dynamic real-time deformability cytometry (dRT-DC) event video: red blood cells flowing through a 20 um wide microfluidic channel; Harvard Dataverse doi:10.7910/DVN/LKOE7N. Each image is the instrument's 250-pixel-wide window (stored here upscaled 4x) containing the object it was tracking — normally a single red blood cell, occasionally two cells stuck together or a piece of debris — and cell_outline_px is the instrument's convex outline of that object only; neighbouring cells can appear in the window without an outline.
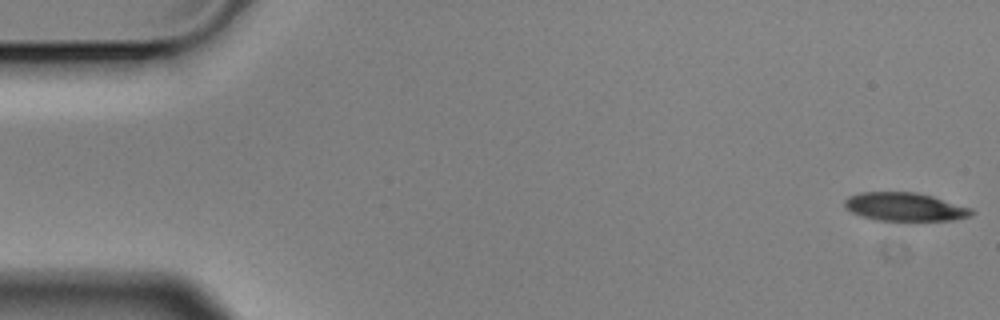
{"species": "Egyptian fruit bat (a non-hibernating species)", "species_latin": "Rousettus aegyptiacus", "temperature_condition": "cold", "stored_images_in_passage": 4, "camera_frame_rate_fps": 3000, "um_per_image_px": 0.085, "animal": {"sex": "male"}, "frame": {"image": 1, "passage_image": 1, "time_ms": 0.0, "image_size_px": [1000, 320], "cell_outline_px": [[976, 212], [972, 216], [952, 220], [876, 220], [852, 212], [844, 208], [844, 200], [848, 196], [860, 192], [916, 192], [932, 196], [972, 208]], "centroid_in_image_um": [76.92, 17.57], "position_along_channel_um": 8.1, "area_um2": 20.98}}
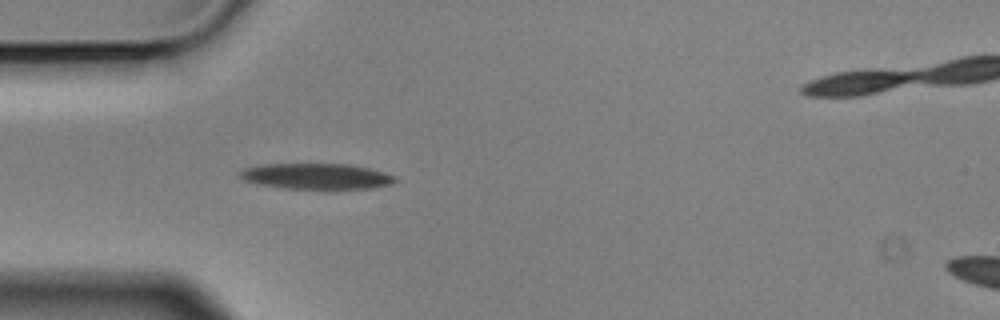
{"frame": {"image": 2, "passage_image": 4, "time_ms": 1.0, "image_size_px": [1000, 320], "cell_outline_px": [[396, 180], [388, 184], [372, 188], [284, 188], [260, 184], [244, 180], [240, 176], [240, 172], [244, 168], [260, 164], [348, 164], [368, 168], [384, 172], [396, 176]], "centroid_in_image_um": [26.87, 14.97], "position_along_channel_um": 58.1, "area_um2": 22.89}}